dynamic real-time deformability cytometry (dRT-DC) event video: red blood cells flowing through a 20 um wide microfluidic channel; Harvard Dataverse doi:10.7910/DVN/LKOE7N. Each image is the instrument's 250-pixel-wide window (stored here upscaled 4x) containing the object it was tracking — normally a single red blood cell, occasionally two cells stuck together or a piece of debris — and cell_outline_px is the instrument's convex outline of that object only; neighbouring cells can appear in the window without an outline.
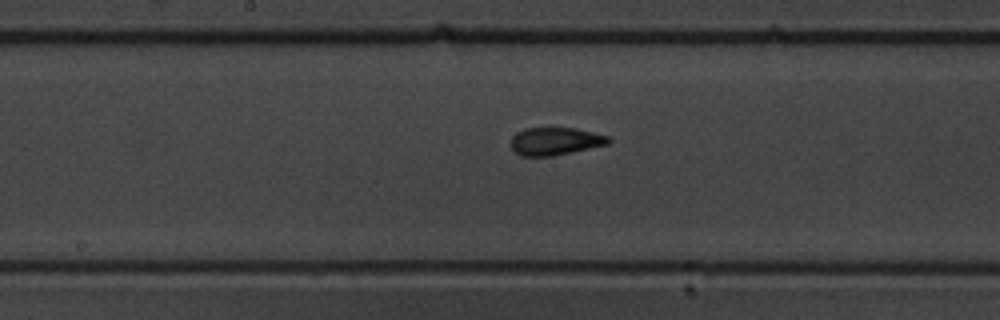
{"species": "common noctule bat (a hibernating species)", "species_latin": "Nyctalus noctula", "temperature_condition": "warm", "stored_images_in_passage": 9, "camera_frame_rate_fps": 3000, "um_per_image_px": 0.085, "animal": {"sex": "male", "body_mass_g": 19.5, "forearm_length_mm": 54.6}, "frame": {"image": 1, "passage_image": 9, "time_ms": 12.0, "image_size_px": [1000, 320], "cell_outline_px": [[612, 140], [608, 144], [572, 152], [552, 156], [520, 156], [512, 148], [512, 136], [516, 132], [524, 128], [576, 128], [608, 136]], "centroid_in_image_um": [47.19, 12.0], "position_along_channel_um": 201.0, "area_um2": 15.72}}